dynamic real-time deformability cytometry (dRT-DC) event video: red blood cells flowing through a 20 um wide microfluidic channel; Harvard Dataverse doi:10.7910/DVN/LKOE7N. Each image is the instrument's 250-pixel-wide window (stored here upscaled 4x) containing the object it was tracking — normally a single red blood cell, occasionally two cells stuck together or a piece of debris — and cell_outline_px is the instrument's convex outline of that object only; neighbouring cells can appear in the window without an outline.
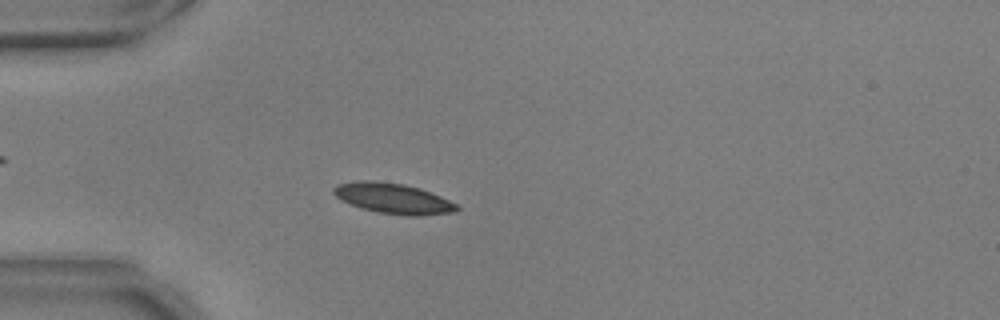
{"species": "common noctule bat (a hibernating species)", "species_latin": "Nyctalus noctula", "temperature_condition": "warm", "stored_images_in_passage": 55, "camera_frame_rate_fps": 3000, "um_per_image_px": 0.085, "animal": {"sex": "male", "body_mass_g": 17.9, "forearm_length_mm": 54.2}, "frame": {"image": 1, "passage_image": 16, "time_ms": 5.0, "image_size_px": [1000, 320], "cell_outline_px": [[460, 208], [456, 212], [420, 216], [408, 216], [376, 212], [360, 208], [340, 200], [332, 192], [332, 188], [336, 184], [360, 180], [372, 180], [404, 184], [420, 188], [440, 196], [456, 204]], "centroid_in_image_um": [33.39, 16.87], "position_along_channel_um": 51.6, "area_um2": 22.08}}
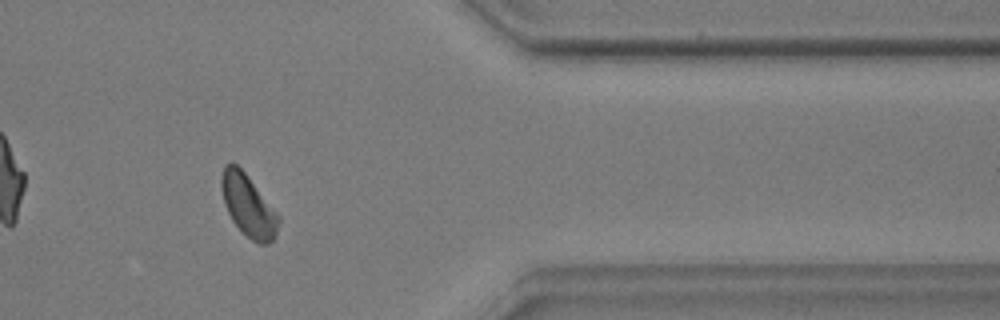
{"frame": {"image": 2, "passage_image": 46, "time_ms": 15.0, "image_size_px": [1000, 320], "cell_outline_px": [[280, 220], [276, 232], [272, 240], [268, 244], [260, 244], [252, 240], [232, 220], [224, 204], [220, 188], [220, 176], [224, 164], [232, 160], [244, 172], [280, 216]], "centroid_in_image_um": [21.06, 17.43], "position_along_channel_um": 390.3, "area_um2": 20.46}}
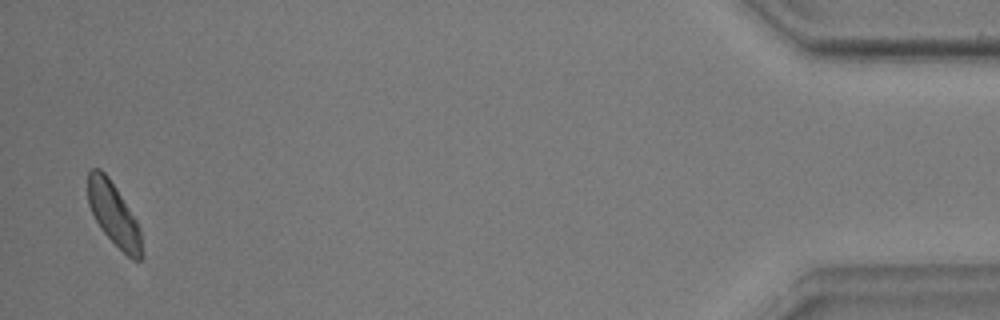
{"frame": {"image": 3, "passage_image": 54, "time_ms": 17.667, "image_size_px": [1000, 320], "cell_outline_px": [[144, 256], [140, 260], [132, 260], [100, 228], [88, 204], [88, 172], [92, 168], [100, 168], [108, 176], [116, 188], [136, 220], [140, 228]], "centroid_in_image_um": [9.69, 18.22], "position_along_channel_um": 425.5, "area_um2": 19.59}, "authors_computed_cell_mechanics": {"area_um2": 20.1144, "velocity_mm_per_s": 3.6874, "shape_relaxation_time_tau1_ms": 3.3492, "shape_relaxation_time_tau2_ms": 5.393, "deformation_change_tau1": 0.0928, "deformation_change_tau2": 0.0992}}